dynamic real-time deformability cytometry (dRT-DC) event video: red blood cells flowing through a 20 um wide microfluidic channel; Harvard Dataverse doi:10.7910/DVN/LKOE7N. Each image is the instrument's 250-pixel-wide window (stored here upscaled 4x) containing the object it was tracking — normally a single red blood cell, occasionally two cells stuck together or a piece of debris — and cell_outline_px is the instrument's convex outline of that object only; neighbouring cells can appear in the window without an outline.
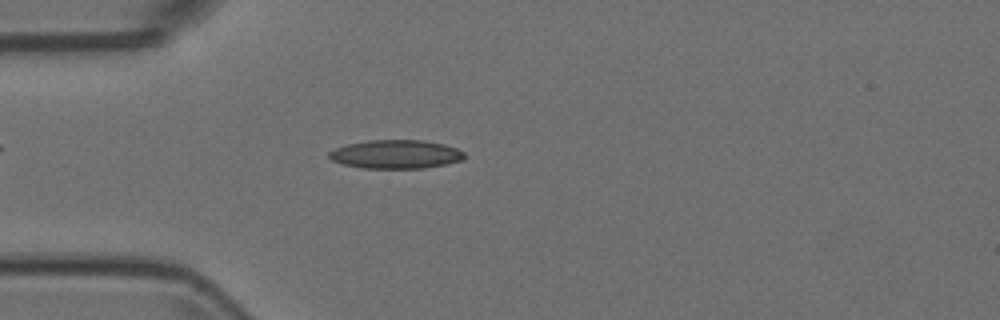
{"species": "Egyptian fruit bat (a non-hibernating species)", "species_latin": "Rousettus aegyptiacus", "temperature_condition": "room temperature", "stored_images_in_passage": 52, "camera_frame_rate_fps": 3000, "um_per_image_px": 0.085, "animal": {"sex": "female"}, "frame": {"image": 1, "passage_image": 14, "time_ms": 4.333, "image_size_px": [1000, 320], "cell_outline_px": [[464, 160], [424, 168], [364, 168], [344, 164], [332, 160], [328, 156], [328, 152], [336, 148], [348, 144], [368, 140], [424, 140], [444, 144], [456, 148], [464, 152]], "centroid_in_image_um": [33.66, 13.11], "position_along_channel_um": 51.3, "area_um2": 22.48}}
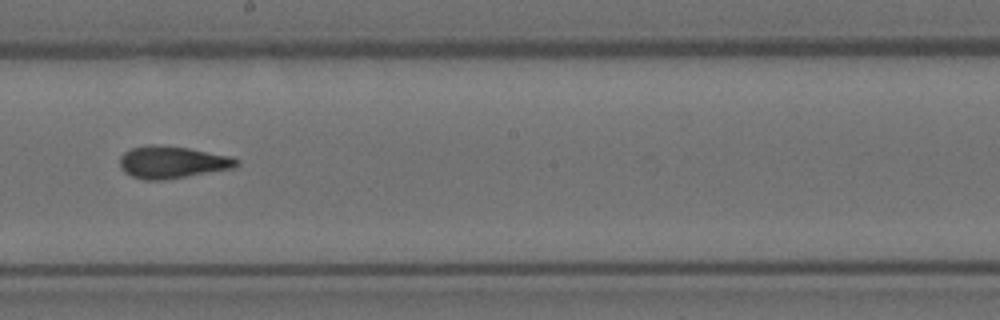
{"frame": {"image": 2, "passage_image": 29, "time_ms": 9.333, "image_size_px": [1000, 320], "cell_outline_px": [[240, 164], [232, 168], [164, 180], [144, 180], [132, 176], [124, 172], [120, 168], [120, 156], [124, 152], [132, 148], [148, 144], [156, 144], [188, 148], [232, 156], [240, 160]], "centroid_in_image_um": [14.63, 13.78], "position_along_channel_um": 233.6, "area_um2": 21.96}}
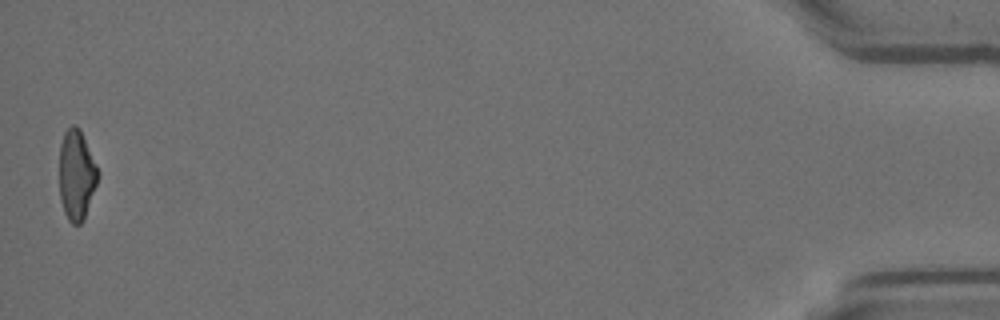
{"frame": {"image": 3, "passage_image": 52, "time_ms": 17.0, "image_size_px": [1000, 320], "cell_outline_px": [[100, 172], [84, 220], [80, 224], [72, 224], [68, 220], [64, 212], [60, 200], [60, 144], [64, 132], [72, 124], [80, 128]], "centroid_in_image_um": [6.51, 14.87], "position_along_channel_um": 428.7, "area_um2": 20.29}}